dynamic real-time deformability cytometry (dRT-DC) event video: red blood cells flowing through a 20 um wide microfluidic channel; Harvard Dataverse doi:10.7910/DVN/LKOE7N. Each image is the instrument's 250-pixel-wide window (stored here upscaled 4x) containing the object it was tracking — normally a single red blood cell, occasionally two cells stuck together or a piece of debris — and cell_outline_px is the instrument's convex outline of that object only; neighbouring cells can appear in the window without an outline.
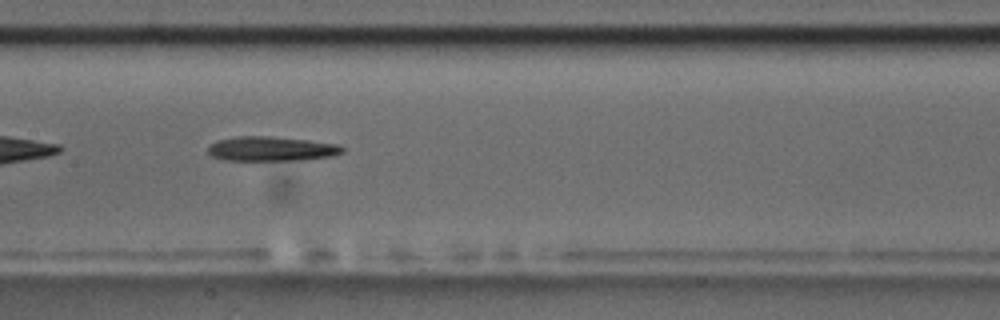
{"species": "common noctule bat (a hibernating species)", "species_latin": "Nyctalus noctula", "temperature_condition": "room temperature", "stored_images_in_passage": 40, "camera_frame_rate_fps": 3000, "um_per_image_px": 0.085, "animal": {"sex": "male", "body_mass_g": 17.5, "forearm_length_mm": 52.3}, "frame": {"image": 1, "passage_image": 12, "time_ms": 3.667, "image_size_px": [1000, 320], "cell_outline_px": [[344, 152], [332, 156], [304, 160], [224, 160], [212, 156], [208, 152], [208, 144], [216, 140], [236, 136], [268, 136], [308, 140], [336, 144], [344, 148]], "centroid_in_image_um": [23.03, 12.65], "position_along_channel_um": 184.4, "area_um2": 19.31}, "authors_computed_cell_mechanics": {"area_um2": 19.0451, "velocity_mm_per_s": 3.6291, "shape_relaxation_time_tau1_ms": 6.2491, "shape_relaxation_time_tau2_ms": null, "deformation_change_tau1": 0.1886, "deformation_change_tau2": null}}